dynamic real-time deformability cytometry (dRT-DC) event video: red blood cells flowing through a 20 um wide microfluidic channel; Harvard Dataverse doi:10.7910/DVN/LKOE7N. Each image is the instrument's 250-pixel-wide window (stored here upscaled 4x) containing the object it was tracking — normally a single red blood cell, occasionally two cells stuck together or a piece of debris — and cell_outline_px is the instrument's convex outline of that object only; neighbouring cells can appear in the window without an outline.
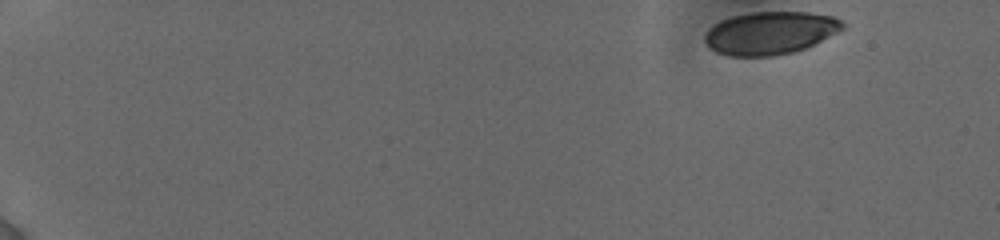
{"species": "human", "species_latin": "Homo sapiens", "temperature_condition": "cold", "stored_images_in_passage": 26, "camera_frame_rate_fps": 3000, "um_per_image_px": 0.085, "donor": {"sex": "female"}, "frame": {"image": 1, "passage_image": 1, "time_ms": 0.0, "image_size_px": [1000, 240], "cell_outline_px": [[844, 28], [804, 48], [792, 52], [772, 56], [728, 56], [716, 52], [708, 48], [704, 40], [704, 36], [708, 28], [712, 24], [720, 20], [732, 16], [752, 12], [808, 12], [832, 16], [840, 20], [844, 24]], "centroid_in_image_um": [65.38, 2.8], "position_along_channel_um": 19.6, "area_um2": 34.28}}
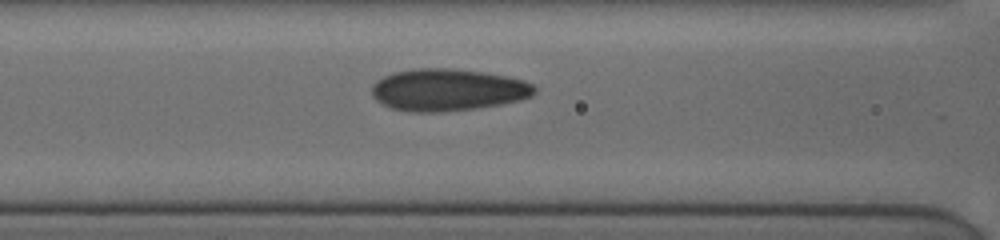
{"frame": {"image": 2, "passage_image": 15, "time_ms": 7.0, "image_size_px": [1000, 240], "cell_outline_px": [[536, 92], [532, 96], [520, 100], [500, 104], [472, 108], [440, 112], [412, 112], [392, 108], [376, 100], [372, 96], [372, 84], [376, 80], [392, 72], [416, 68], [452, 68], [484, 72], [524, 80], [532, 84], [536, 88]], "centroid_in_image_um": [38.04, 7.63], "position_along_channel_um": 128.6, "area_um2": 39.88}}
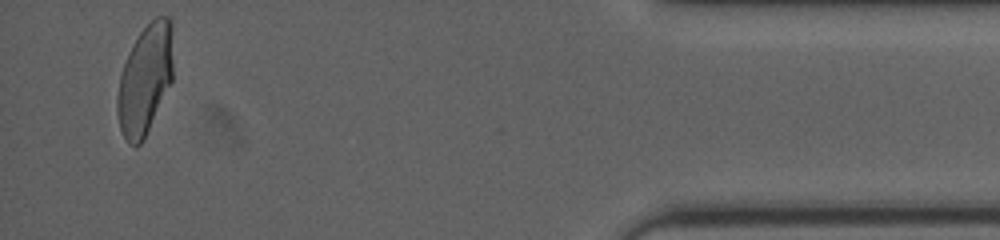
{"frame": {"image": 3, "passage_image": 26, "time_ms": 16.0, "image_size_px": [1000, 240], "cell_outline_px": [[172, 80], [144, 140], [140, 144], [128, 144], [120, 128], [116, 112], [116, 100], [120, 76], [124, 64], [132, 44], [140, 32], [156, 16], [168, 16], [172, 20]], "centroid_in_image_um": [12.33, 6.75], "position_along_channel_um": 422.9, "area_um2": 35.6}, "authors_computed_cell_mechanics": {"area_um2": 37.9457, "velocity_mm_per_s": 3.8828, "shape_relaxation_time_tau1_ms": 5.2075, "shape_relaxation_time_tau2_ms": 1.1163, "deformation_change_tau1": 0.1747, "deformation_change_tau2": 0.0695}}